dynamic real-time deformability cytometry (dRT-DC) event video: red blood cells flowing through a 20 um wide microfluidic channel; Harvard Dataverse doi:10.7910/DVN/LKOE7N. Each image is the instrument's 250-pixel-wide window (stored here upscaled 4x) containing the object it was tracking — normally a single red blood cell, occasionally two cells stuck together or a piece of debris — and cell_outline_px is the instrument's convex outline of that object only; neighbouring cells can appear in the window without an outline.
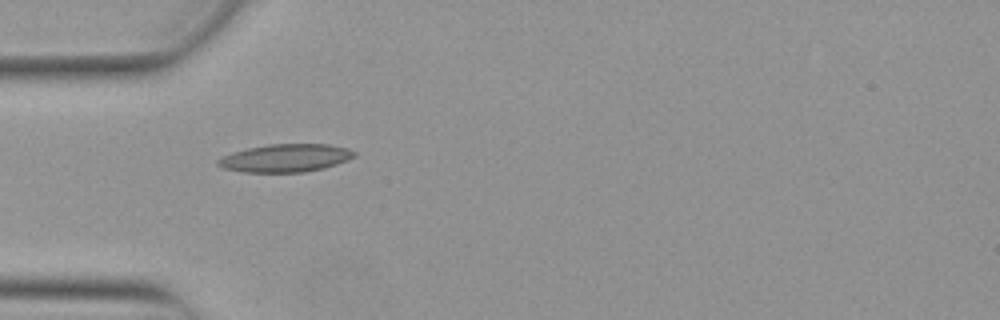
{"species": "Egyptian fruit bat (a non-hibernating species)", "species_latin": "Rousettus aegyptiacus", "temperature_condition": "warm", "stored_images_in_passage": 29, "camera_frame_rate_fps": 3000, "um_per_image_px": 0.085, "animal": {"sex": "female"}, "frame": {"image": 1, "passage_image": 1, "time_ms": 0.0, "image_size_px": [1000, 320], "cell_outline_px": [[356, 156], [348, 160], [324, 168], [304, 172], [244, 172], [224, 168], [216, 164], [216, 160], [220, 156], [232, 152], [248, 148], [268, 144], [328, 144], [348, 148], [356, 152]], "centroid_in_image_um": [24.26, 13.43], "position_along_channel_um": 60.7, "area_um2": 22.31}}
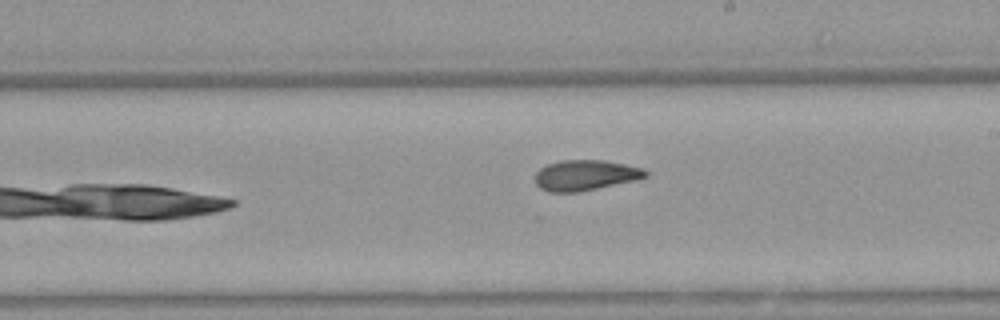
{"frame": {"image": 2, "passage_image": 15, "time_ms": 4.667, "image_size_px": [1000, 320], "cell_outline_px": [[648, 176], [636, 180], [576, 192], [548, 192], [540, 188], [536, 184], [536, 172], [540, 168], [548, 164], [560, 160], [604, 160], [644, 168], [648, 172]], "centroid_in_image_um": [49.76, 14.88], "position_along_channel_um": 239.2, "area_um2": 19.54}}
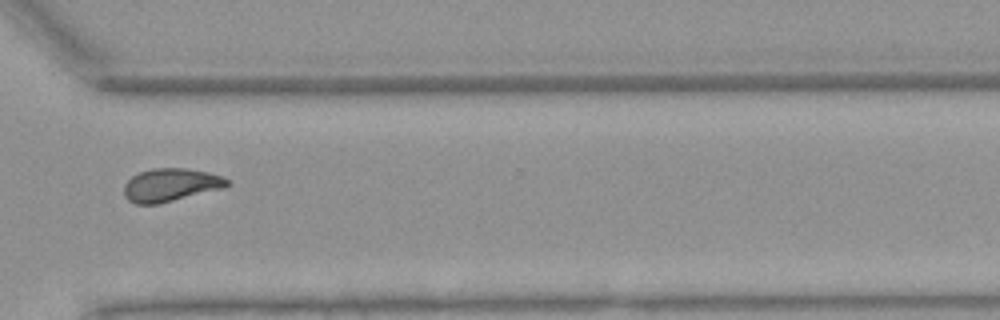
{"frame": {"image": 3, "passage_image": 24, "time_ms": 7.667, "image_size_px": [1000, 320], "cell_outline_px": [[232, 184], [224, 188], [160, 204], [136, 204], [128, 200], [124, 196], [124, 184], [132, 176], [140, 172], [152, 168], [188, 168], [208, 172], [220, 176], [228, 180]], "centroid_in_image_um": [14.51, 15.73], "position_along_channel_um": 356.1, "area_um2": 20.06}, "authors_computed_cell_mechanics": {"area_um2": 20.0566, "velocity_mm_per_s": 3.8874, "shape_relaxation_time_tau1_ms": null, "shape_relaxation_time_tau2_ms": 1.7577, "deformation_change_tau1": null, "deformation_change_tau2": 0.0777}}